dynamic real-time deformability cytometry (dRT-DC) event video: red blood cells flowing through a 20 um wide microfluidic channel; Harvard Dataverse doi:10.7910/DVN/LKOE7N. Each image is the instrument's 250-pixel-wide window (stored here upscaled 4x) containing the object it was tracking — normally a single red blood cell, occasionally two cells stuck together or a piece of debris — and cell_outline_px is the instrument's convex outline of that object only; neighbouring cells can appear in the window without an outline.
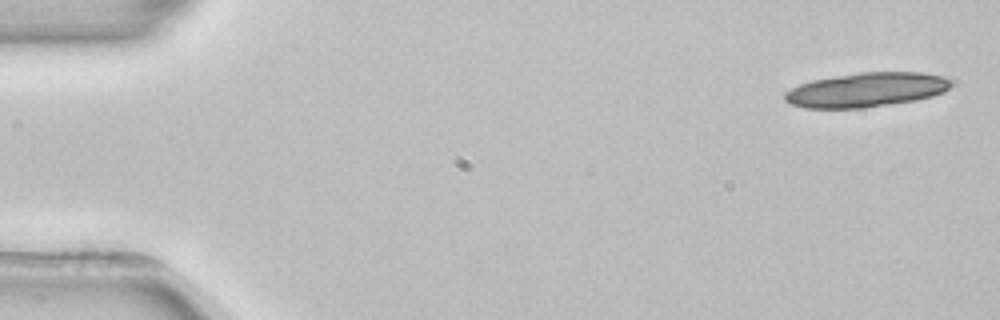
{"species": "common noctule bat (a hibernating species)", "species_latin": "Nyctalus noctula", "temperature_condition": "room temperature", "stored_images_in_passage": 6, "segment_of_instrument_passage": [2, 2], "camera_frame_rate_fps": 3000, "um_per_image_px": 0.085, "animal": {"sex": "female", "body_mass_g": 22.7, "forearm_length_mm": 54.2}, "frame": {"image": 1, "passage_image": 6, "time_ms": 6.667, "image_size_px": [1000, 320], "cell_outline_px": [[956, 80], [944, 92], [932, 96], [916, 100], [864, 108], [804, 108], [788, 104], [784, 100], [784, 92], [800, 84], [812, 80], [860, 72], [920, 72], [940, 76]], "centroid_in_image_um": [73.64, 7.64], "position_along_channel_um": 11.4, "area_um2": 33.47}}